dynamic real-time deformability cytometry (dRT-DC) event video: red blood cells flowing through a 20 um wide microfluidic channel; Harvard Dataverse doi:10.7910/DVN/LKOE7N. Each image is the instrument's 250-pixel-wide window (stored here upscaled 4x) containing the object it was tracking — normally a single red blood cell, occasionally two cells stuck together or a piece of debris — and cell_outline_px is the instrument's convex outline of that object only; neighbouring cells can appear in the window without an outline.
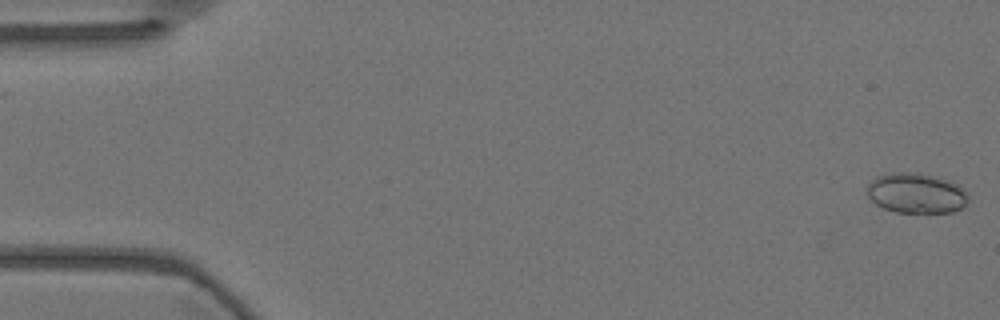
{"species": "Egyptian fruit bat (a non-hibernating species)", "species_latin": "Rousettus aegyptiacus", "temperature_condition": "warm", "stored_images_in_passage": 56, "camera_frame_rate_fps": 3000, "um_per_image_px": 0.085, "animal": {"sex": "female"}, "frame": {"image": 1, "passage_image": 1, "time_ms": 0.0, "image_size_px": [1000, 320], "cell_outline_px": [[968, 200], [960, 208], [952, 212], [896, 212], [884, 208], [876, 204], [864, 192], [868, 184], [876, 176], [892, 172], [920, 172], [948, 180], [960, 184], [968, 192]], "centroid_in_image_um": [77.87, 16.4], "position_along_channel_um": 7.1, "area_um2": 23.99}}
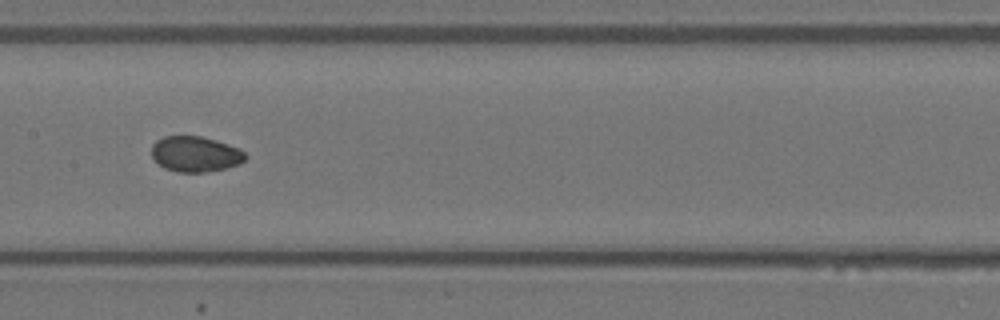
{"frame": {"image": 2, "passage_image": 28, "time_ms": 9.0, "image_size_px": [1000, 320], "cell_outline_px": [[248, 156], [240, 164], [224, 168], [204, 172], [176, 172], [164, 168], [152, 156], [152, 144], [156, 140], [164, 136], [200, 136], [216, 140], [240, 148]], "centroid_in_image_um": [16.62, 13.09], "position_along_channel_um": 190.8, "area_um2": 19.42}}
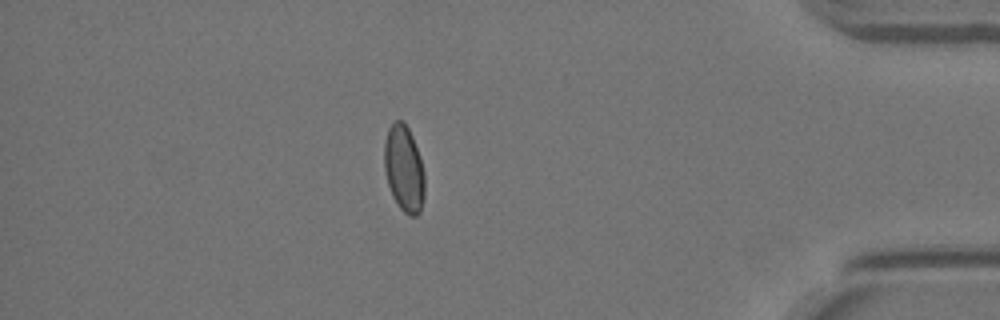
{"frame": {"image": 3, "passage_image": 49, "time_ms": 16.0, "image_size_px": [1000, 320], "cell_outline_px": [[424, 200], [420, 212], [416, 216], [408, 216], [400, 208], [392, 196], [388, 184], [384, 168], [384, 144], [388, 128], [396, 120], [404, 120], [412, 136], [424, 172]], "centroid_in_image_um": [34.33, 14.36], "position_along_channel_um": 400.9, "area_um2": 20.35}, "authors_computed_cell_mechanics": {"area_um2": 19.9988, "velocity_mm_per_s": 3.5959, "shape_relaxation_time_tau1_ms": 8.5254, "shape_relaxation_time_tau2_ms": null, "deformation_change_tau1": 0.1229, "deformation_change_tau2": null}}